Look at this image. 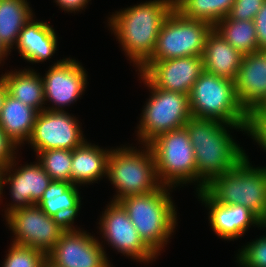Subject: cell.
I'll list each match as a JSON object with an SVG mask.
<instances>
[{
    "instance_id": "6da1fadb",
    "label": "cell",
    "mask_w": 266,
    "mask_h": 267,
    "mask_svg": "<svg viewBox=\"0 0 266 267\" xmlns=\"http://www.w3.org/2000/svg\"><path fill=\"white\" fill-rule=\"evenodd\" d=\"M185 127L195 154L197 192L202 191L214 177L229 172L247 155L227 128L247 133L248 126L191 118Z\"/></svg>"
},
{
    "instance_id": "7a4b0ae2",
    "label": "cell",
    "mask_w": 266,
    "mask_h": 267,
    "mask_svg": "<svg viewBox=\"0 0 266 267\" xmlns=\"http://www.w3.org/2000/svg\"><path fill=\"white\" fill-rule=\"evenodd\" d=\"M173 9L171 0H150L108 18L110 29L138 69L152 56L163 21Z\"/></svg>"
},
{
    "instance_id": "3957f363",
    "label": "cell",
    "mask_w": 266,
    "mask_h": 267,
    "mask_svg": "<svg viewBox=\"0 0 266 267\" xmlns=\"http://www.w3.org/2000/svg\"><path fill=\"white\" fill-rule=\"evenodd\" d=\"M170 189L161 185L150 193L127 196L118 201L141 240L156 256L169 241L177 224L176 208L168 192Z\"/></svg>"
},
{
    "instance_id": "277c9868",
    "label": "cell",
    "mask_w": 266,
    "mask_h": 267,
    "mask_svg": "<svg viewBox=\"0 0 266 267\" xmlns=\"http://www.w3.org/2000/svg\"><path fill=\"white\" fill-rule=\"evenodd\" d=\"M203 191L214 202L242 205L260 218L266 208V167H253L246 155L229 172L214 177Z\"/></svg>"
},
{
    "instance_id": "5b68a950",
    "label": "cell",
    "mask_w": 266,
    "mask_h": 267,
    "mask_svg": "<svg viewBox=\"0 0 266 267\" xmlns=\"http://www.w3.org/2000/svg\"><path fill=\"white\" fill-rule=\"evenodd\" d=\"M192 118L248 126L249 115L241 107L235 81L203 71L189 94Z\"/></svg>"
},
{
    "instance_id": "8992f818",
    "label": "cell",
    "mask_w": 266,
    "mask_h": 267,
    "mask_svg": "<svg viewBox=\"0 0 266 267\" xmlns=\"http://www.w3.org/2000/svg\"><path fill=\"white\" fill-rule=\"evenodd\" d=\"M146 150L135 147L111 149L107 160V177L117 189L113 201L150 193L161 186L157 177L154 155L149 145Z\"/></svg>"
},
{
    "instance_id": "52a82bcc",
    "label": "cell",
    "mask_w": 266,
    "mask_h": 267,
    "mask_svg": "<svg viewBox=\"0 0 266 267\" xmlns=\"http://www.w3.org/2000/svg\"><path fill=\"white\" fill-rule=\"evenodd\" d=\"M140 78L150 87L151 98L142 110L137 136L142 145H148L159 135L184 127L192 115L189 95L157 88L142 73Z\"/></svg>"
},
{
    "instance_id": "ba28073f",
    "label": "cell",
    "mask_w": 266,
    "mask_h": 267,
    "mask_svg": "<svg viewBox=\"0 0 266 267\" xmlns=\"http://www.w3.org/2000/svg\"><path fill=\"white\" fill-rule=\"evenodd\" d=\"M148 145L161 185L173 188L197 182L194 149L185 126L159 135Z\"/></svg>"
},
{
    "instance_id": "9c48e42d",
    "label": "cell",
    "mask_w": 266,
    "mask_h": 267,
    "mask_svg": "<svg viewBox=\"0 0 266 267\" xmlns=\"http://www.w3.org/2000/svg\"><path fill=\"white\" fill-rule=\"evenodd\" d=\"M213 26L183 17L173 9L163 21L152 56L145 63L187 56L202 57L207 35Z\"/></svg>"
},
{
    "instance_id": "30bf717a",
    "label": "cell",
    "mask_w": 266,
    "mask_h": 267,
    "mask_svg": "<svg viewBox=\"0 0 266 267\" xmlns=\"http://www.w3.org/2000/svg\"><path fill=\"white\" fill-rule=\"evenodd\" d=\"M5 219L15 235L13 243L29 246L45 255L68 227L58 218L48 216L37 204L15 210Z\"/></svg>"
},
{
    "instance_id": "8fae6325",
    "label": "cell",
    "mask_w": 266,
    "mask_h": 267,
    "mask_svg": "<svg viewBox=\"0 0 266 267\" xmlns=\"http://www.w3.org/2000/svg\"><path fill=\"white\" fill-rule=\"evenodd\" d=\"M66 111L38 112L32 134L27 141L34 152L49 149L74 150L85 142L79 123Z\"/></svg>"
},
{
    "instance_id": "7c38bea8",
    "label": "cell",
    "mask_w": 266,
    "mask_h": 267,
    "mask_svg": "<svg viewBox=\"0 0 266 267\" xmlns=\"http://www.w3.org/2000/svg\"><path fill=\"white\" fill-rule=\"evenodd\" d=\"M94 237L68 226L46 258L58 267H112L104 247Z\"/></svg>"
},
{
    "instance_id": "4fadbf2b",
    "label": "cell",
    "mask_w": 266,
    "mask_h": 267,
    "mask_svg": "<svg viewBox=\"0 0 266 267\" xmlns=\"http://www.w3.org/2000/svg\"><path fill=\"white\" fill-rule=\"evenodd\" d=\"M100 232L105 241L117 252L140 262L149 263L156 255L144 244L119 202L112 201L100 217Z\"/></svg>"
},
{
    "instance_id": "5bb4252c",
    "label": "cell",
    "mask_w": 266,
    "mask_h": 267,
    "mask_svg": "<svg viewBox=\"0 0 266 267\" xmlns=\"http://www.w3.org/2000/svg\"><path fill=\"white\" fill-rule=\"evenodd\" d=\"M42 79L45 101H51L54 105L45 107V110L51 111H64L65 106L76 102L87 84L85 69L80 62L70 58L54 63Z\"/></svg>"
},
{
    "instance_id": "9a60e30c",
    "label": "cell",
    "mask_w": 266,
    "mask_h": 267,
    "mask_svg": "<svg viewBox=\"0 0 266 267\" xmlns=\"http://www.w3.org/2000/svg\"><path fill=\"white\" fill-rule=\"evenodd\" d=\"M138 71L157 88L189 95L204 66L202 57L187 56L144 63Z\"/></svg>"
},
{
    "instance_id": "2e32d148",
    "label": "cell",
    "mask_w": 266,
    "mask_h": 267,
    "mask_svg": "<svg viewBox=\"0 0 266 267\" xmlns=\"http://www.w3.org/2000/svg\"><path fill=\"white\" fill-rule=\"evenodd\" d=\"M16 158L15 156L3 171V187L5 184L10 185V195L13 199V204L9 203V207L4 211L5 217L15 210L37 204L52 182V179L38 161L35 164H26L13 171V166H16Z\"/></svg>"
},
{
    "instance_id": "e0dca14e",
    "label": "cell",
    "mask_w": 266,
    "mask_h": 267,
    "mask_svg": "<svg viewBox=\"0 0 266 267\" xmlns=\"http://www.w3.org/2000/svg\"><path fill=\"white\" fill-rule=\"evenodd\" d=\"M241 107L249 115L266 99V50L245 54L235 80Z\"/></svg>"
},
{
    "instance_id": "ac0fdd59",
    "label": "cell",
    "mask_w": 266,
    "mask_h": 267,
    "mask_svg": "<svg viewBox=\"0 0 266 267\" xmlns=\"http://www.w3.org/2000/svg\"><path fill=\"white\" fill-rule=\"evenodd\" d=\"M197 193L198 199L210 210L209 223L220 238L234 240L242 237L251 225L259 226V218L248 208L214 202L203 190Z\"/></svg>"
},
{
    "instance_id": "d6986e66",
    "label": "cell",
    "mask_w": 266,
    "mask_h": 267,
    "mask_svg": "<svg viewBox=\"0 0 266 267\" xmlns=\"http://www.w3.org/2000/svg\"><path fill=\"white\" fill-rule=\"evenodd\" d=\"M15 46L24 60L31 63L44 62L57 50V36L48 22L35 21L32 17L20 31Z\"/></svg>"
},
{
    "instance_id": "ffe728a7",
    "label": "cell",
    "mask_w": 266,
    "mask_h": 267,
    "mask_svg": "<svg viewBox=\"0 0 266 267\" xmlns=\"http://www.w3.org/2000/svg\"><path fill=\"white\" fill-rule=\"evenodd\" d=\"M243 56L212 29L207 35L202 55L204 71L235 81Z\"/></svg>"
},
{
    "instance_id": "44dd1931",
    "label": "cell",
    "mask_w": 266,
    "mask_h": 267,
    "mask_svg": "<svg viewBox=\"0 0 266 267\" xmlns=\"http://www.w3.org/2000/svg\"><path fill=\"white\" fill-rule=\"evenodd\" d=\"M78 185L68 181L52 180L37 205L48 216L58 218L67 226H73L81 208Z\"/></svg>"
},
{
    "instance_id": "7402d4cb",
    "label": "cell",
    "mask_w": 266,
    "mask_h": 267,
    "mask_svg": "<svg viewBox=\"0 0 266 267\" xmlns=\"http://www.w3.org/2000/svg\"><path fill=\"white\" fill-rule=\"evenodd\" d=\"M111 149H101L97 145L88 143L87 140L79 147L72 150L71 183H94L103 176H107V160Z\"/></svg>"
},
{
    "instance_id": "603a6c76",
    "label": "cell",
    "mask_w": 266,
    "mask_h": 267,
    "mask_svg": "<svg viewBox=\"0 0 266 267\" xmlns=\"http://www.w3.org/2000/svg\"><path fill=\"white\" fill-rule=\"evenodd\" d=\"M38 111L23 104L7 93L0 114V127L17 147L28 141L35 124Z\"/></svg>"
},
{
    "instance_id": "cb8c5ba5",
    "label": "cell",
    "mask_w": 266,
    "mask_h": 267,
    "mask_svg": "<svg viewBox=\"0 0 266 267\" xmlns=\"http://www.w3.org/2000/svg\"><path fill=\"white\" fill-rule=\"evenodd\" d=\"M8 94L38 112L45 110L44 85L42 76L33 69L8 72L0 77Z\"/></svg>"
},
{
    "instance_id": "d4e9b609",
    "label": "cell",
    "mask_w": 266,
    "mask_h": 267,
    "mask_svg": "<svg viewBox=\"0 0 266 267\" xmlns=\"http://www.w3.org/2000/svg\"><path fill=\"white\" fill-rule=\"evenodd\" d=\"M33 15L27 0H0V44L7 52L17 45L20 31Z\"/></svg>"
},
{
    "instance_id": "484cf974",
    "label": "cell",
    "mask_w": 266,
    "mask_h": 267,
    "mask_svg": "<svg viewBox=\"0 0 266 267\" xmlns=\"http://www.w3.org/2000/svg\"><path fill=\"white\" fill-rule=\"evenodd\" d=\"M213 29L243 55L259 51L255 23L252 20H233L227 16Z\"/></svg>"
},
{
    "instance_id": "4316f807",
    "label": "cell",
    "mask_w": 266,
    "mask_h": 267,
    "mask_svg": "<svg viewBox=\"0 0 266 267\" xmlns=\"http://www.w3.org/2000/svg\"><path fill=\"white\" fill-rule=\"evenodd\" d=\"M235 0H176L174 9L183 17L202 20L213 27L227 17Z\"/></svg>"
},
{
    "instance_id": "83f0119b",
    "label": "cell",
    "mask_w": 266,
    "mask_h": 267,
    "mask_svg": "<svg viewBox=\"0 0 266 267\" xmlns=\"http://www.w3.org/2000/svg\"><path fill=\"white\" fill-rule=\"evenodd\" d=\"M37 158L52 180L71 182V150L49 149L39 152Z\"/></svg>"
},
{
    "instance_id": "f1b7e54d",
    "label": "cell",
    "mask_w": 266,
    "mask_h": 267,
    "mask_svg": "<svg viewBox=\"0 0 266 267\" xmlns=\"http://www.w3.org/2000/svg\"><path fill=\"white\" fill-rule=\"evenodd\" d=\"M2 267H42L46 255L29 246L11 243Z\"/></svg>"
},
{
    "instance_id": "f546056e",
    "label": "cell",
    "mask_w": 266,
    "mask_h": 267,
    "mask_svg": "<svg viewBox=\"0 0 266 267\" xmlns=\"http://www.w3.org/2000/svg\"><path fill=\"white\" fill-rule=\"evenodd\" d=\"M236 258L240 267H266V236L244 245Z\"/></svg>"
},
{
    "instance_id": "4dcf8cb0",
    "label": "cell",
    "mask_w": 266,
    "mask_h": 267,
    "mask_svg": "<svg viewBox=\"0 0 266 267\" xmlns=\"http://www.w3.org/2000/svg\"><path fill=\"white\" fill-rule=\"evenodd\" d=\"M265 0H235L229 14L233 20H252L261 9Z\"/></svg>"
},
{
    "instance_id": "1f68e13d",
    "label": "cell",
    "mask_w": 266,
    "mask_h": 267,
    "mask_svg": "<svg viewBox=\"0 0 266 267\" xmlns=\"http://www.w3.org/2000/svg\"><path fill=\"white\" fill-rule=\"evenodd\" d=\"M247 133L266 151V119L248 118Z\"/></svg>"
},
{
    "instance_id": "d6a6232c",
    "label": "cell",
    "mask_w": 266,
    "mask_h": 267,
    "mask_svg": "<svg viewBox=\"0 0 266 267\" xmlns=\"http://www.w3.org/2000/svg\"><path fill=\"white\" fill-rule=\"evenodd\" d=\"M256 36L260 50H266V0L254 18Z\"/></svg>"
},
{
    "instance_id": "836d02e7",
    "label": "cell",
    "mask_w": 266,
    "mask_h": 267,
    "mask_svg": "<svg viewBox=\"0 0 266 267\" xmlns=\"http://www.w3.org/2000/svg\"><path fill=\"white\" fill-rule=\"evenodd\" d=\"M17 147L6 136L0 127V164L6 167L14 159Z\"/></svg>"
},
{
    "instance_id": "e575fe53",
    "label": "cell",
    "mask_w": 266,
    "mask_h": 267,
    "mask_svg": "<svg viewBox=\"0 0 266 267\" xmlns=\"http://www.w3.org/2000/svg\"><path fill=\"white\" fill-rule=\"evenodd\" d=\"M89 1L90 0H55L57 5L66 12H75L83 9L84 7L86 8Z\"/></svg>"
},
{
    "instance_id": "d590c367",
    "label": "cell",
    "mask_w": 266,
    "mask_h": 267,
    "mask_svg": "<svg viewBox=\"0 0 266 267\" xmlns=\"http://www.w3.org/2000/svg\"><path fill=\"white\" fill-rule=\"evenodd\" d=\"M248 118H262L266 119V99L260 104V106L252 113Z\"/></svg>"
},
{
    "instance_id": "8d00e7d4",
    "label": "cell",
    "mask_w": 266,
    "mask_h": 267,
    "mask_svg": "<svg viewBox=\"0 0 266 267\" xmlns=\"http://www.w3.org/2000/svg\"><path fill=\"white\" fill-rule=\"evenodd\" d=\"M7 93H8L7 87H6L5 83L3 82V80L0 78V114H1L4 99L7 95Z\"/></svg>"
},
{
    "instance_id": "74e56055",
    "label": "cell",
    "mask_w": 266,
    "mask_h": 267,
    "mask_svg": "<svg viewBox=\"0 0 266 267\" xmlns=\"http://www.w3.org/2000/svg\"><path fill=\"white\" fill-rule=\"evenodd\" d=\"M4 166H2L0 164V198H1V195H2V191H3V171H4Z\"/></svg>"
},
{
    "instance_id": "f35d334b",
    "label": "cell",
    "mask_w": 266,
    "mask_h": 267,
    "mask_svg": "<svg viewBox=\"0 0 266 267\" xmlns=\"http://www.w3.org/2000/svg\"><path fill=\"white\" fill-rule=\"evenodd\" d=\"M258 227H266V208L264 214L259 218V226Z\"/></svg>"
},
{
    "instance_id": "ab89813d",
    "label": "cell",
    "mask_w": 266,
    "mask_h": 267,
    "mask_svg": "<svg viewBox=\"0 0 266 267\" xmlns=\"http://www.w3.org/2000/svg\"><path fill=\"white\" fill-rule=\"evenodd\" d=\"M7 56H8V52L0 44V64H1V61L4 60V57H7Z\"/></svg>"
},
{
    "instance_id": "60d3db41",
    "label": "cell",
    "mask_w": 266,
    "mask_h": 267,
    "mask_svg": "<svg viewBox=\"0 0 266 267\" xmlns=\"http://www.w3.org/2000/svg\"><path fill=\"white\" fill-rule=\"evenodd\" d=\"M42 267H58L51 263L47 258L44 260Z\"/></svg>"
}]
</instances>
